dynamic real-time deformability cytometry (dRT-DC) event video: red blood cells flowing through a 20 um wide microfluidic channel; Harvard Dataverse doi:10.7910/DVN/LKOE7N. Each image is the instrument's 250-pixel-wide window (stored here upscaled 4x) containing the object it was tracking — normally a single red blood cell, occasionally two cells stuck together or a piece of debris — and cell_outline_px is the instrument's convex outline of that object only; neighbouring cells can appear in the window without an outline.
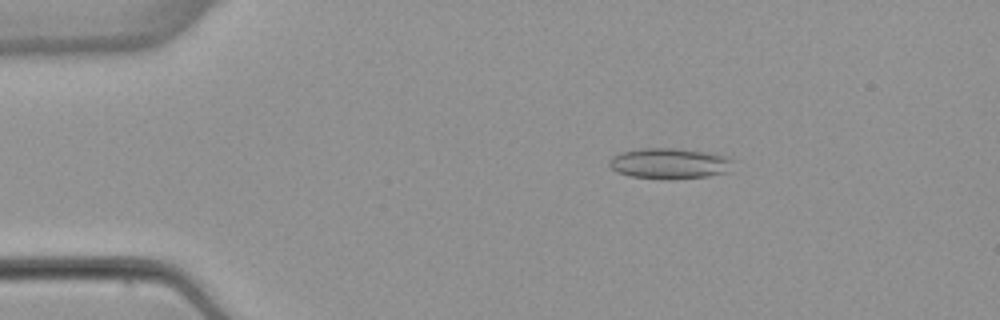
{"species": "common noctule bat (a hibernating species)", "species_latin": "Nyctalus noctula", "temperature_condition": "warm", "stored_images_in_passage": 3, "camera_frame_rate_fps": 3000, "um_per_image_px": 0.085, "animal": {"sex": "female", "body_mass_g": 22.7, "forearm_length_mm": 54.2}, "frame": {"image": 1, "passage_image": 2, "time_ms": 1.333, "image_size_px": [1000, 320], "cell_outline_px": [[732, 172], [708, 176], [672, 180], [664, 180], [632, 176], [616, 172], [608, 164], [612, 156], [620, 152], [640, 148], [676, 148], [704, 152], [724, 156], [732, 160]], "centroid_in_image_um": [56.91, 13.91], "position_along_channel_um": 28.1, "area_um2": 22.43}}